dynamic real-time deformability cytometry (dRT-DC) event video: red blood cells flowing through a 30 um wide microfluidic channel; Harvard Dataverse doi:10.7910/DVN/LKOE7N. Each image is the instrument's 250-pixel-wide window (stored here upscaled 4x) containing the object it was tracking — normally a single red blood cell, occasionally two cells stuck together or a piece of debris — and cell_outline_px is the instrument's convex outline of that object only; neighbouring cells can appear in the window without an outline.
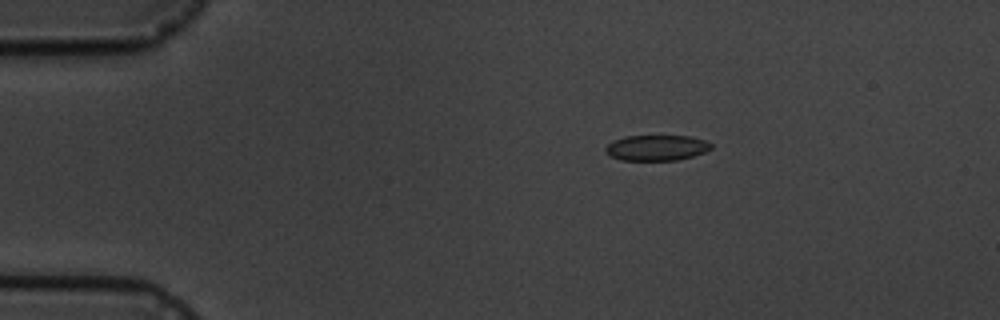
{"species": "common noctule bat (a hibernating species)", "species_latin": "Nyctalus noctula", "temperature_condition": "cold", "stored_images_in_passage": 3, "camera_frame_rate_fps": 3000, "um_per_image_px": 0.085, "animal": {"sex": "male", "body_mass_g": 19.5, "forearm_length_mm": 54.6}, "frame": {"image": 1, "passage_image": 3, "time_ms": 2.333, "image_size_px": [1000, 320], "cell_outline_px": [[712, 148], [704, 152], [692, 156], [676, 160], [620, 160], [604, 152], [604, 148], [612, 140], [624, 136], [688, 136], [704, 140], [712, 144]], "centroid_in_image_um": [55.76, 12.56], "position_along_channel_um": 29.2, "area_um2": 15.72}}